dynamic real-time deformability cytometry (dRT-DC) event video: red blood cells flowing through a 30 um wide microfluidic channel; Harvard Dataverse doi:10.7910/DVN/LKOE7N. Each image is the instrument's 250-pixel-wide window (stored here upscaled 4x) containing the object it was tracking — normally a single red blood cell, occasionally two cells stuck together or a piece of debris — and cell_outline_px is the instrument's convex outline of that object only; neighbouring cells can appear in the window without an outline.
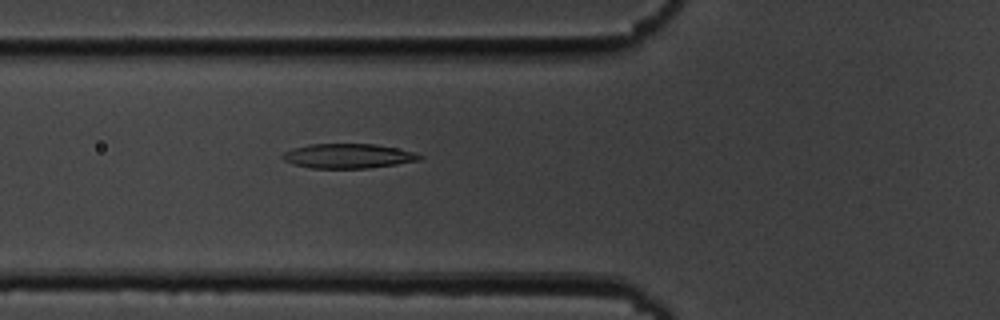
{"species": "common noctule bat (a hibernating species)", "species_latin": "Nyctalus noctula", "temperature_condition": "cold", "stored_images_in_passage": 37, "camera_frame_rate_fps": 3000, "um_per_image_px": 0.085, "animal": {"sex": "male", "body_mass_g": 19.5, "forearm_length_mm": 54.6}, "frame": {"image": 1, "passage_image": 3, "time_ms": 0.667, "image_size_px": [1000, 320], "cell_outline_px": [[424, 156], [420, 160], [396, 164], [368, 168], [312, 168], [292, 164], [284, 160], [280, 156], [284, 152], [292, 148], [308, 144], [376, 144], [396, 148], [412, 152]], "centroid_in_image_um": [29.55, 13.26], "position_along_channel_um": 96.3, "area_um2": 19.59}}
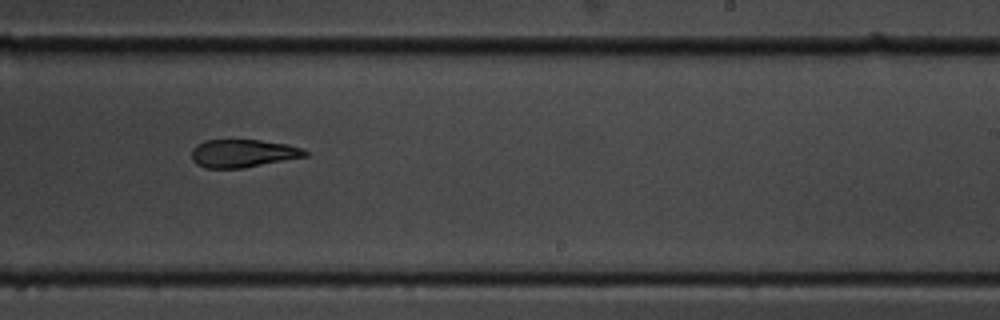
{"frame": {"image": 2, "passage_image": 17, "time_ms": 5.333, "image_size_px": [1000, 320], "cell_outline_px": [[308, 156], [244, 168], [204, 168], [196, 164], [192, 160], [192, 148], [196, 144], [204, 140], [260, 140], [288, 144], [300, 148], [308, 152]], "centroid_in_image_um": [20.63, 13.04], "position_along_channel_um": 268.4, "area_um2": 18.61}}
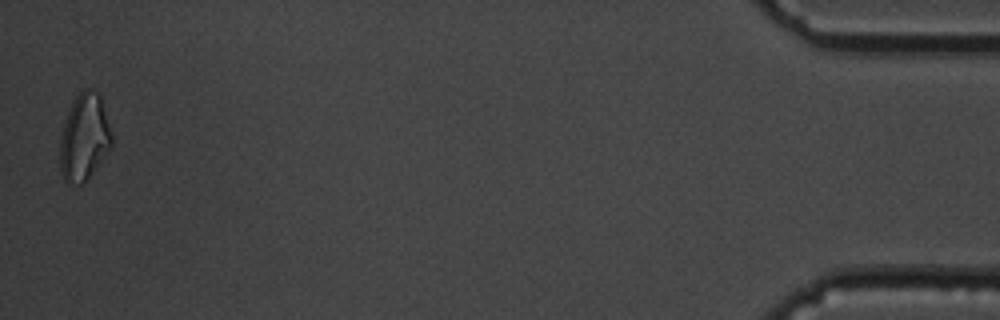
{"frame": {"image": 3, "passage_image": 37, "time_ms": 12.0, "image_size_px": [1000, 320], "cell_outline_px": [[112, 144], [84, 184], [68, 184], [64, 180], [60, 168], [60, 136], [68, 112], [76, 96], [84, 88], [88, 88], [100, 92], [112, 132]], "centroid_in_image_um": [7.17, 11.66], "position_along_channel_um": 428.0, "area_um2": 26.18}, "authors_computed_cell_mechanics": {"area_um2": 19.7676, "velocity_mm_per_s": 3.6835, "shape_relaxation_time_tau1_ms": 5.8425, "shape_relaxation_time_tau2_ms": 4.7725, "deformation_change_tau1": 0.1639, "deformation_change_tau2": 0.139}}